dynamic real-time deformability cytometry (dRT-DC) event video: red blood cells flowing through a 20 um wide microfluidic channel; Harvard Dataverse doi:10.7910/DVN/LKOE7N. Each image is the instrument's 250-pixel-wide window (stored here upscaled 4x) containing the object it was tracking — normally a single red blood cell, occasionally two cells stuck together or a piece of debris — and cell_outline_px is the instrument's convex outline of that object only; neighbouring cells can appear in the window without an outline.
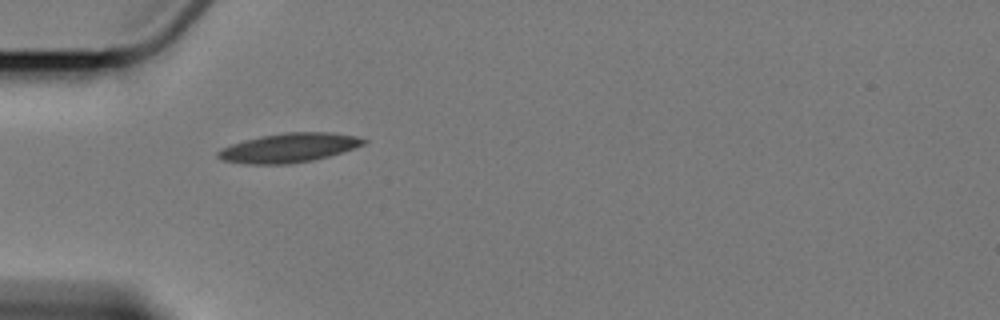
{"species": "Egyptian fruit bat (a non-hibernating species)", "species_latin": "Rousettus aegyptiacus", "temperature_condition": "cold", "stored_images_in_passage": 3, "camera_frame_rate_fps": 3000, "um_per_image_px": 0.085, "animal": {"sex": "female"}, "frame": {"image": 1, "passage_image": 1, "time_ms": 0.0, "image_size_px": [1000, 320], "cell_outline_px": [[368, 140], [364, 144], [328, 156], [312, 160], [288, 164], [248, 164], [224, 160], [216, 156], [216, 152], [220, 148], [244, 140], [260, 136], [284, 132], [332, 132], [356, 136]], "centroid_in_image_um": [24.53, 12.55], "position_along_channel_um": 60.5, "area_um2": 24.62}}
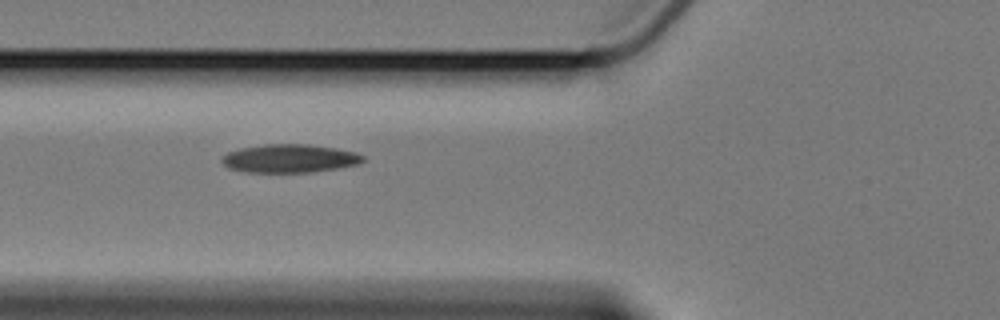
{"frame": {"image": 2, "passage_image": 2, "time_ms": 1.333, "image_size_px": [1000, 320], "cell_outline_px": [[364, 160], [356, 164], [336, 168], [312, 172], [248, 172], [228, 168], [220, 160], [228, 152], [240, 148], [264, 144], [308, 144], [336, 148], [356, 152], [364, 156]], "centroid_in_image_um": [24.6, 13.46], "position_along_channel_um": 101.2, "area_um2": 23.18}}
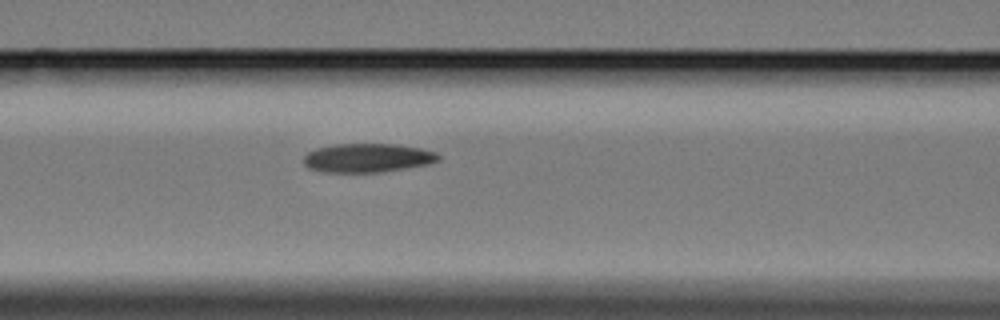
{"frame": {"image": 3, "passage_image": 3, "time_ms": 2.333, "image_size_px": [1000, 320], "cell_outline_px": [[440, 160], [428, 164], [384, 172], [324, 172], [308, 168], [304, 164], [304, 156], [308, 152], [316, 148], [336, 144], [396, 144], [420, 148], [436, 152], [440, 156]], "centroid_in_image_um": [31.25, 13.42], "position_along_channel_um": 135.4, "area_um2": 22.72}}